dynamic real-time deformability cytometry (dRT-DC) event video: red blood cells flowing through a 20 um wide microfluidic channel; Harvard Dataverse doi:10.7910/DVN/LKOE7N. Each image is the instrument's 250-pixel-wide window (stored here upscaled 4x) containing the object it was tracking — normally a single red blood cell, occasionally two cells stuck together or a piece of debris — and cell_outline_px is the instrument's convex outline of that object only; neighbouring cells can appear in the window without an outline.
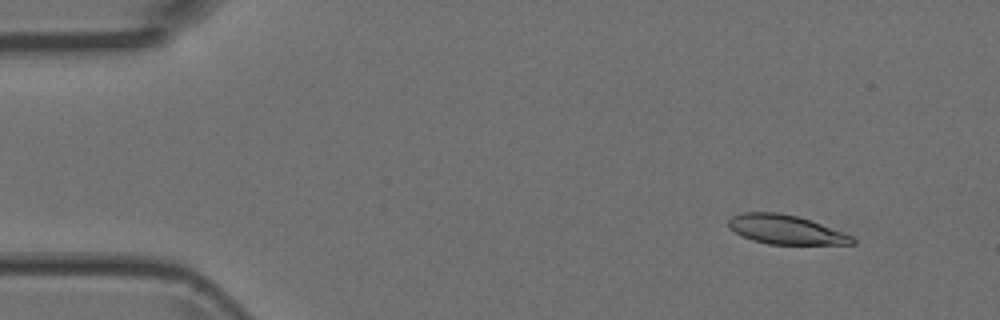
{"species": "Egyptian fruit bat (a non-hibernating species)", "species_latin": "Rousettus aegyptiacus", "temperature_condition": "room temperature", "stored_images_in_passage": 6, "camera_frame_rate_fps": 3000, "um_per_image_px": 0.085, "animal": {"sex": "female"}, "frame": {"image": 1, "passage_image": 2, "time_ms": 0.333, "image_size_px": [1000, 320], "cell_outline_px": [[856, 244], [768, 244], [752, 240], [728, 228], [728, 220], [732, 216], [740, 212], [776, 212], [796, 216], [812, 220], [844, 232], [852, 236], [856, 240]], "centroid_in_image_um": [66.79, 19.51], "position_along_channel_um": 18.2, "area_um2": 21.1}}
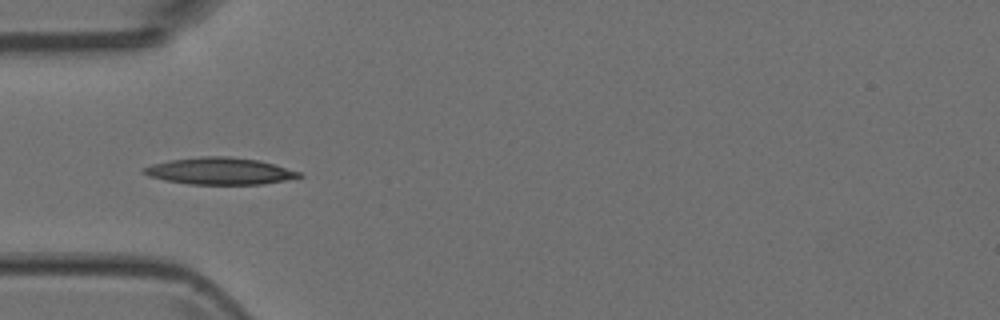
{"frame": {"image": 2, "passage_image": 5, "time_ms": 1.333, "image_size_px": [1000, 320], "cell_outline_px": [[304, 176], [264, 184], [188, 184], [164, 180], [148, 176], [140, 172], [140, 168], [152, 164], [172, 160], [204, 156], [228, 156], [260, 160], [300, 172]], "centroid_in_image_um": [18.64, 14.54], "position_along_channel_um": 66.4, "area_um2": 24.33}}
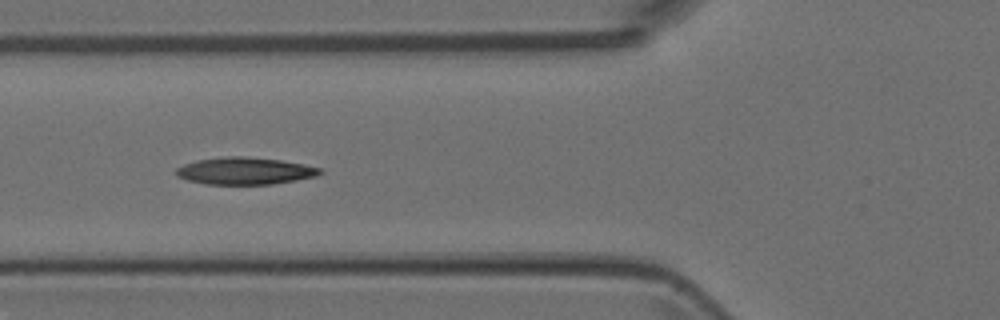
{"frame": {"image": 3, "passage_image": 6, "time_ms": 1.667, "image_size_px": [1000, 320], "cell_outline_px": [[324, 172], [316, 176], [296, 180], [272, 184], [204, 184], [188, 180], [176, 176], [176, 168], [184, 164], [196, 160], [228, 156], [244, 156], [280, 160], [304, 164], [320, 168]], "centroid_in_image_um": [20.81, 14.53], "position_along_channel_um": 105.0, "area_um2": 22.72}}